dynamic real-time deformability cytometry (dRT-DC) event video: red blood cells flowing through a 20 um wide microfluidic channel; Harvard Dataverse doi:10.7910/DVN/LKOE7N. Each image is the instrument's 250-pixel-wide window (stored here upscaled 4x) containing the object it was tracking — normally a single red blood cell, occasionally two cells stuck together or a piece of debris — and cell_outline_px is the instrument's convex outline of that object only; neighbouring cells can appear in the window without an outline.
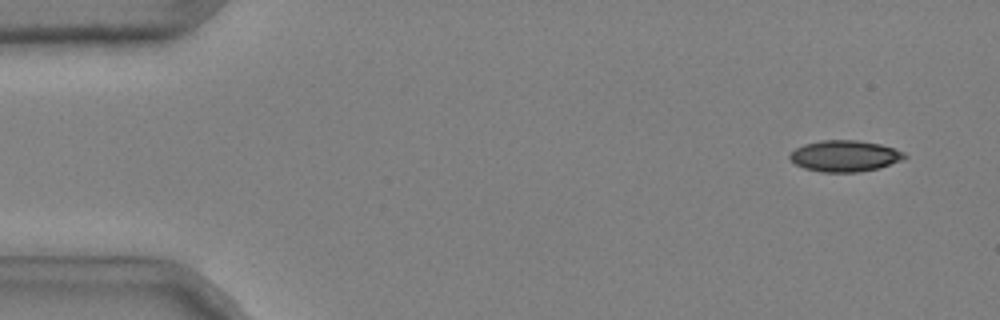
{"species": "common noctule bat (a hibernating species)", "species_latin": "Nyctalus noctula", "temperature_condition": "cold", "stored_images_in_passage": 54, "camera_frame_rate_fps": 3000, "um_per_image_px": 0.085, "animal": {"sex": "male", "body_mass_g": 20.4}, "frame": {"image": 1, "passage_image": 4, "time_ms": 1.0, "image_size_px": [1000, 320], "cell_outline_px": [[908, 156], [904, 160], [880, 168], [860, 172], [820, 172], [804, 168], [796, 164], [788, 156], [796, 148], [804, 144], [820, 140], [856, 140], [880, 144], [904, 152]], "centroid_in_image_um": [71.83, 13.26], "position_along_channel_um": 13.2, "area_um2": 20.98}}
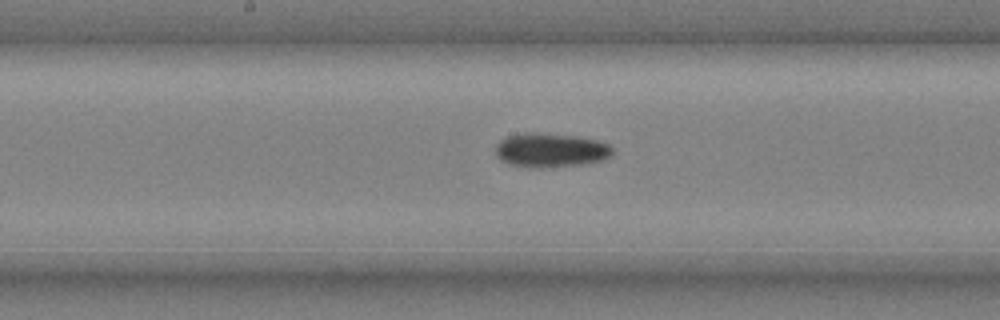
{"frame": {"image": 2, "passage_image": 28, "time_ms": 9.0, "image_size_px": [1000, 320], "cell_outline_px": [[612, 156], [604, 160], [584, 164], [544, 168], [532, 168], [512, 164], [500, 160], [496, 156], [496, 144], [500, 140], [508, 136], [524, 132], [532, 132], [576, 136], [596, 140], [608, 144], [612, 148]], "centroid_in_image_um": [46.8, 12.77], "position_along_channel_um": 201.4, "area_um2": 23.41}}
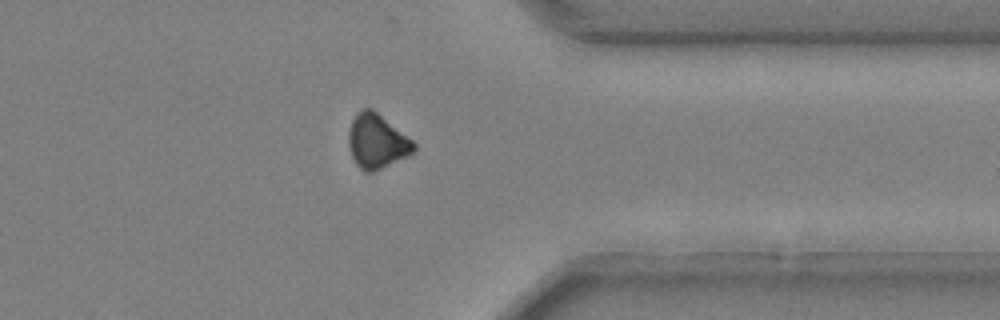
{"frame": {"image": 3, "passage_image": 43, "time_ms": 14.0, "image_size_px": [1000, 320], "cell_outline_px": [[416, 148], [412, 152], [372, 172], [364, 172], [356, 164], [352, 156], [348, 144], [348, 132], [352, 120], [356, 112], [360, 108], [372, 108], [412, 140], [416, 144]], "centroid_in_image_um": [31.98, 11.97], "position_along_channel_um": 379.4, "area_um2": 20.29}}